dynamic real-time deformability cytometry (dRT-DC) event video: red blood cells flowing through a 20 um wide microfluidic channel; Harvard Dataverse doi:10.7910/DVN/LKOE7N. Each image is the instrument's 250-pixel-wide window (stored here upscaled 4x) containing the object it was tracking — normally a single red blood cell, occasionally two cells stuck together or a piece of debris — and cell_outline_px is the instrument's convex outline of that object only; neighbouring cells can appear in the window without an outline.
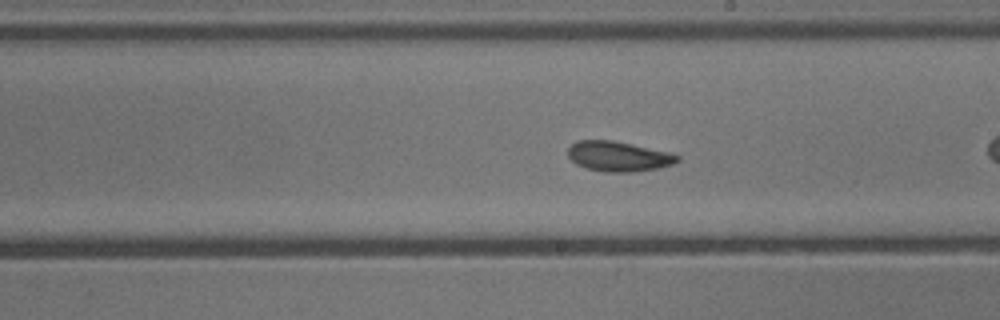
{"species": "common noctule bat (a hibernating species)", "species_latin": "Nyctalus noctula", "temperature_condition": "cold", "stored_images_in_passage": 35, "camera_frame_rate_fps": 3000, "um_per_image_px": 0.085, "animal": {"sex": "male", "body_mass_g": 13.3}, "frame": {"image": 1, "passage_image": 11, "time_ms": 3.333, "image_size_px": [1000, 320], "cell_outline_px": [[680, 160], [672, 164], [656, 168], [632, 172], [604, 172], [588, 168], [576, 164], [568, 156], [568, 148], [576, 140], [612, 140], [668, 152], [680, 156]], "centroid_in_image_um": [52.54, 13.29], "position_along_channel_um": 236.5, "area_um2": 18.96}, "authors_computed_cell_mechanics": {"area_um2": 19.074, "velocity_mm_per_s": 3.8352, "shape_relaxation_time_tau1_ms": 2.432, "shape_relaxation_time_tau2_ms": 2.134, "deformation_change_tau1": 0.0779, "deformation_change_tau2": 0.0923}}